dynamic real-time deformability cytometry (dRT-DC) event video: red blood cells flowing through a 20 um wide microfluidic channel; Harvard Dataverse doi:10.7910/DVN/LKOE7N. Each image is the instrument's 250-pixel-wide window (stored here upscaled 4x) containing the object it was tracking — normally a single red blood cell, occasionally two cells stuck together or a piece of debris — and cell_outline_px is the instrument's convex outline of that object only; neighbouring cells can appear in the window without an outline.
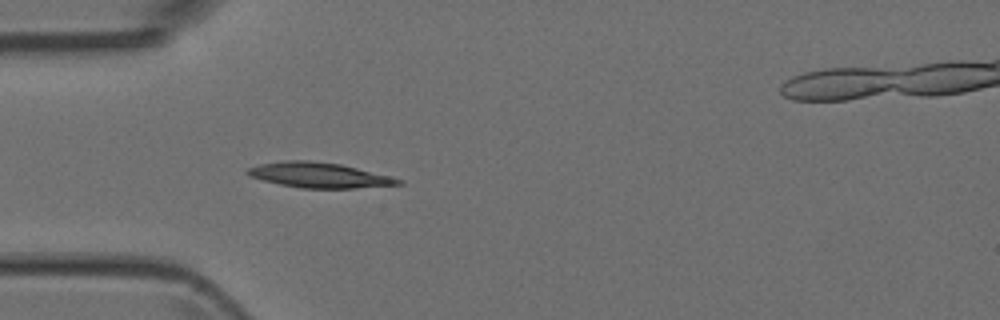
{"species": "Egyptian fruit bat (a non-hibernating species)", "species_latin": "Rousettus aegyptiacus", "temperature_condition": "room temperature", "stored_images_in_passage": 48, "camera_frame_rate_fps": 3000, "um_per_image_px": 0.085, "animal": {"sex": "female"}, "frame": {"image": 1, "passage_image": 12, "time_ms": 3.667, "image_size_px": [1000, 320], "cell_outline_px": [[404, 184], [356, 188], [300, 188], [280, 184], [248, 176], [244, 172], [248, 168], [260, 164], [284, 160], [308, 160], [340, 164], [392, 176], [404, 180]], "centroid_in_image_um": [27.15, 14.88], "position_along_channel_um": 57.9, "area_um2": 22.2}}
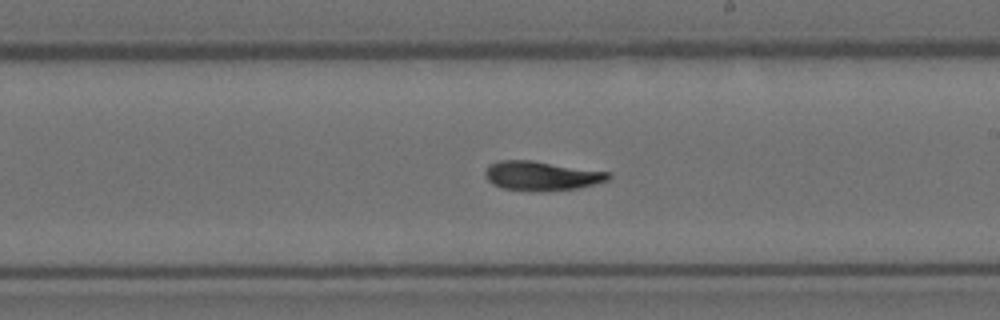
{"frame": {"image": 2, "passage_image": 26, "time_ms": 8.333, "image_size_px": [1000, 320], "cell_outline_px": [[612, 176], [608, 180], [576, 188], [544, 192], [504, 188], [492, 184], [484, 176], [484, 172], [488, 164], [500, 160], [532, 160], [608, 172]], "centroid_in_image_um": [45.98, 14.94], "position_along_channel_um": 243.0, "area_um2": 20.98}}
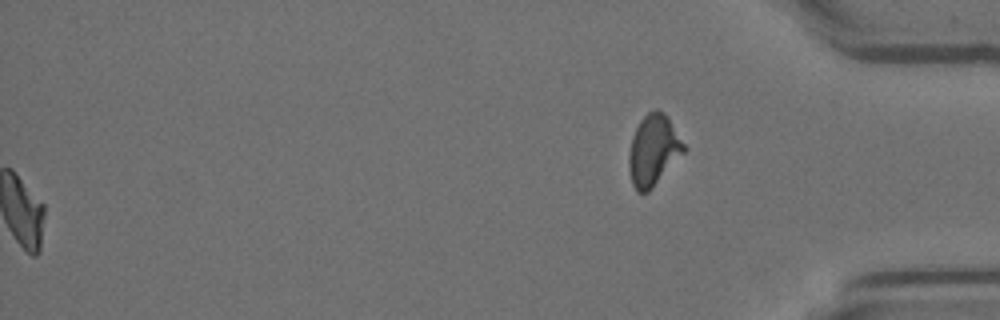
{"frame": {"image": 3, "passage_image": 48, "time_ms": 15.667, "image_size_px": [1000, 320], "cell_outline_px": [[688, 148], [652, 188], [648, 192], [636, 192], [632, 184], [628, 168], [628, 156], [632, 136], [640, 120], [648, 112], [656, 108], [664, 112], [668, 116]], "centroid_in_image_um": [55.54, 12.75], "position_along_channel_um": 379.7, "area_um2": 22.95}}